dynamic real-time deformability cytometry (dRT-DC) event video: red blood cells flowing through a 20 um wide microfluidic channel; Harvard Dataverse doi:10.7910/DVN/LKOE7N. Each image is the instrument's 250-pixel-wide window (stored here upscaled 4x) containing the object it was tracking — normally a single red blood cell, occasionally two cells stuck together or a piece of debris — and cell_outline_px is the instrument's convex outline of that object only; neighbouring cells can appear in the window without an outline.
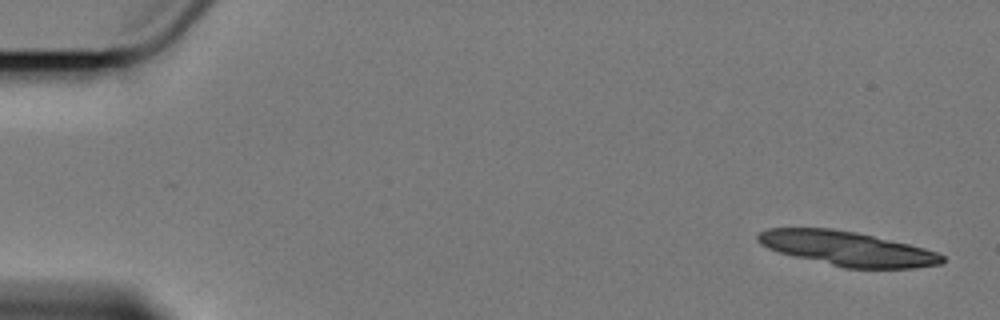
{"species": "Egyptian fruit bat (a non-hibernating species)", "species_latin": "Rousettus aegyptiacus", "temperature_condition": "cold", "stored_images_in_passage": 8, "camera_frame_rate_fps": 3000, "um_per_image_px": 0.085, "animal": {"sex": "female"}, "frame": {"image": 1, "passage_image": 1, "time_ms": 0.0, "image_size_px": [1000, 320], "cell_outline_px": [[944, 264], [912, 268], [844, 268], [780, 252], [768, 248], [760, 244], [756, 240], [756, 236], [760, 232], [768, 228], [832, 228], [856, 232], [908, 244], [924, 248], [936, 252], [944, 256]], "centroid_in_image_um": [72.02, 21.12], "position_along_channel_um": 13.0, "area_um2": 36.7}}
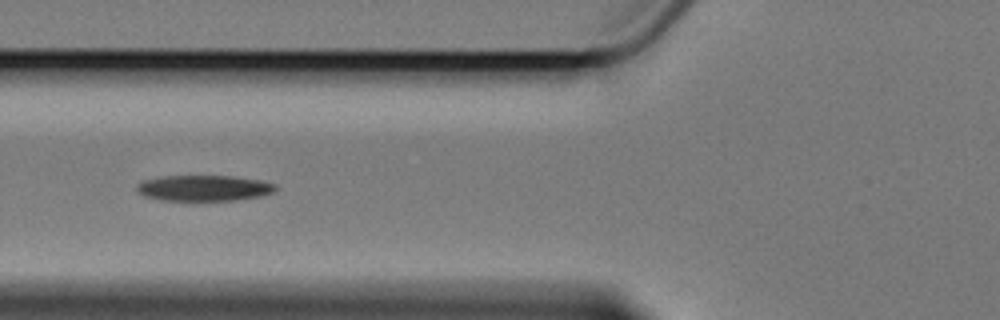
{"frame": {"image": 2, "passage_image": 7, "time_ms": 7.0, "image_size_px": [1000, 320], "cell_outline_px": [[280, 188], [276, 192], [260, 196], [236, 200], [192, 204], [160, 200], [144, 196], [136, 192], [136, 184], [144, 180], [160, 176], [232, 176], [260, 180], [276, 184]], "centroid_in_image_um": [17.31, 16.04], "position_along_channel_um": 108.5, "area_um2": 22.2}}
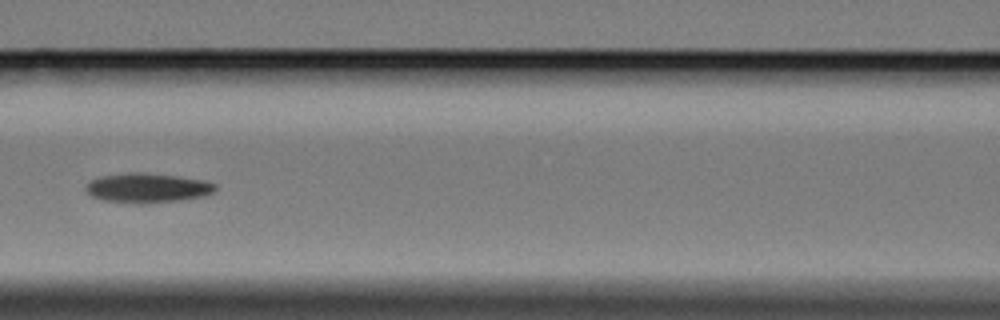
{"frame": {"image": 3, "passage_image": 8, "time_ms": 8.333, "image_size_px": [1000, 320], "cell_outline_px": [[216, 192], [204, 196], [180, 200], [148, 204], [140, 204], [104, 200], [92, 196], [84, 188], [84, 184], [88, 180], [100, 176], [132, 172], [136, 172], [176, 176], [204, 180], [216, 184]], "centroid_in_image_um": [12.52, 15.98], "position_along_channel_um": 154.1, "area_um2": 22.48}}